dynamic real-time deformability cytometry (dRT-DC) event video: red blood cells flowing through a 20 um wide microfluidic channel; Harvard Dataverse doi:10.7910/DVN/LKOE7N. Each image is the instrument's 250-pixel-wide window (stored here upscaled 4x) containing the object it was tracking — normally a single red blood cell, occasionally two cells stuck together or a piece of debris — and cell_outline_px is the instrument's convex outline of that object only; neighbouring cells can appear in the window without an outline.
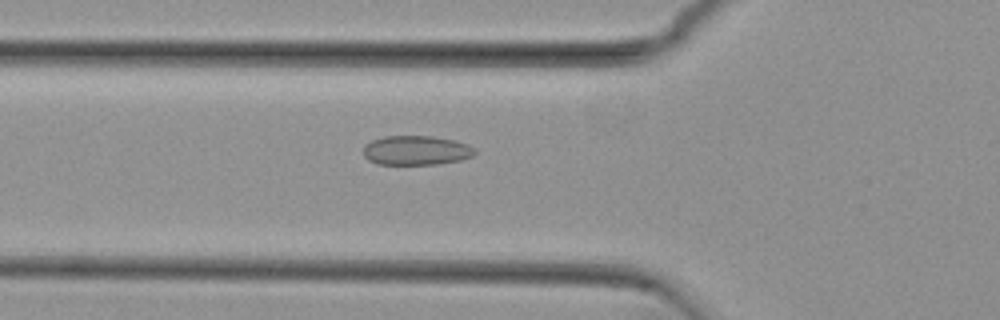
{"species": "common noctule bat (a hibernating species)", "species_latin": "Nyctalus noctula", "temperature_condition": "cold", "stored_images_in_passage": 39, "camera_frame_rate_fps": 3000, "um_per_image_px": 0.085, "animal": {"sex": "female", "body_mass_g": 29.2, "forearm_length_mm": 56.3}, "frame": {"image": 1, "passage_image": 4, "time_ms": 1.0, "image_size_px": [1000, 320], "cell_outline_px": [[476, 152], [472, 156], [460, 160], [436, 164], [376, 164], [368, 160], [364, 156], [364, 144], [372, 140], [384, 136], [432, 136], [452, 140], [468, 144]], "centroid_in_image_um": [35.33, 12.78], "position_along_channel_um": 90.5, "area_um2": 19.02}}
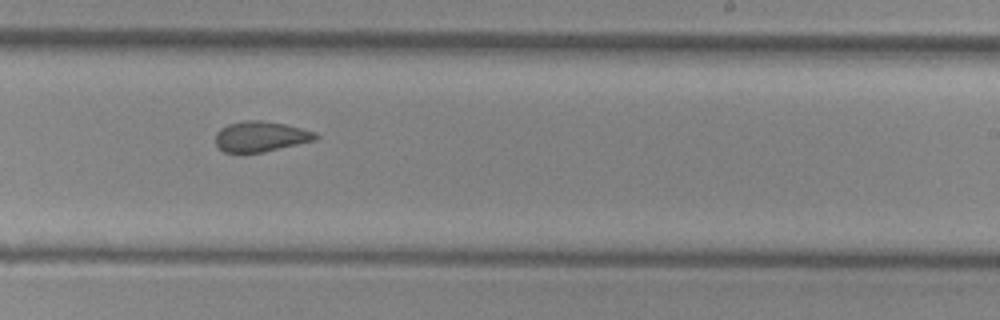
{"frame": {"image": 2, "passage_image": 18, "time_ms": 5.667, "image_size_px": [1000, 320], "cell_outline_px": [[320, 136], [316, 140], [264, 152], [244, 156], [240, 156], [224, 152], [216, 144], [216, 132], [220, 128], [228, 124], [244, 120], [260, 120], [284, 124], [316, 132]], "centroid_in_image_um": [22.12, 11.65], "position_along_channel_um": 266.9, "area_um2": 18.32}}
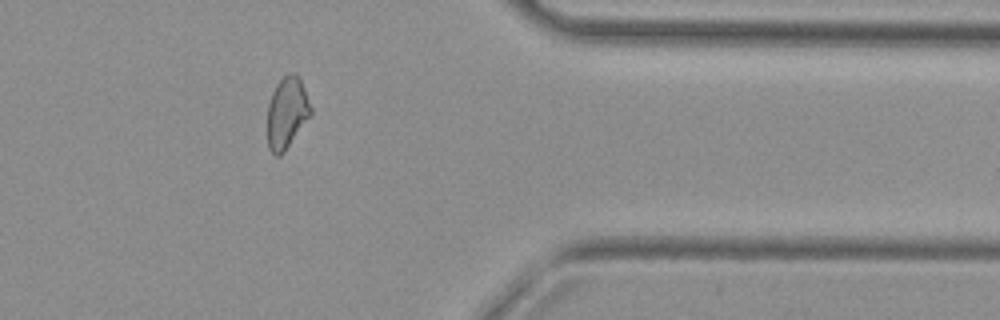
{"frame": {"image": 3, "passage_image": 29, "time_ms": 9.333, "image_size_px": [1000, 320], "cell_outline_px": [[312, 112], [284, 152], [280, 156], [276, 156], [268, 148], [268, 104], [272, 92], [276, 84], [284, 76], [292, 72], [300, 80], [304, 88], [312, 108]], "centroid_in_image_um": [24.37, 9.59], "position_along_channel_um": 387.0, "area_um2": 17.69}, "authors_computed_cell_mechanics": {"area_um2": 18.4382, "velocity_mm_per_s": 3.7743, "shape_relaxation_time_tau1_ms": null, "shape_relaxation_time_tau2_ms": 1.8324, "deformation_change_tau1": null, "deformation_change_tau2": 0.0648}}